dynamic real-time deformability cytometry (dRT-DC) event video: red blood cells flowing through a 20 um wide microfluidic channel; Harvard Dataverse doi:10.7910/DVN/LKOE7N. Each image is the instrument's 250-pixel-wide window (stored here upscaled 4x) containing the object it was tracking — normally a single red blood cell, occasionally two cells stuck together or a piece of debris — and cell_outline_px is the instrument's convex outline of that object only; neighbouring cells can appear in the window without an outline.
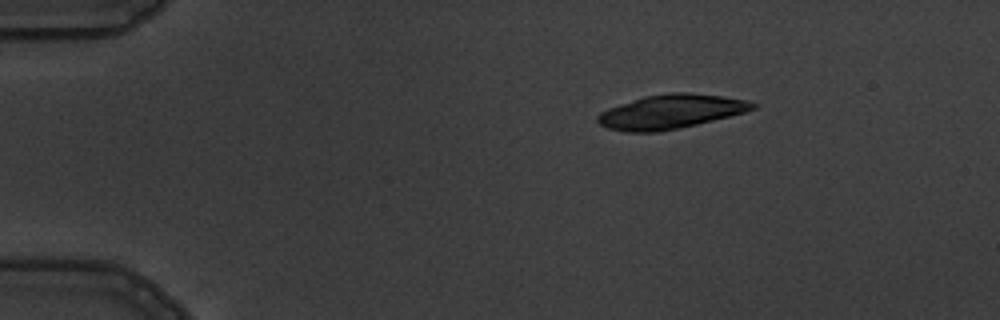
{"species": "common noctule bat (a hibernating species)", "species_latin": "Nyctalus noctula", "temperature_condition": "warm", "stored_images_in_passage": 4, "segment_of_instrument_passage": [1, 2], "camera_frame_rate_fps": 3000, "um_per_image_px": 0.085, "animal": {"sex": "male", "body_mass_g": 19.5, "forearm_length_mm": 54.6}, "frame": {"image": 1, "passage_image": 1, "time_ms": 0.0, "image_size_px": [1000, 320], "cell_outline_px": [[760, 104], [756, 108], [744, 112], [680, 128], [656, 132], [628, 132], [608, 128], [600, 124], [596, 120], [596, 116], [600, 112], [608, 108], [644, 96], [672, 92], [688, 92], [724, 96], [748, 100]], "centroid_in_image_um": [57.02, 9.48], "position_along_channel_um": 28.0, "area_um2": 30.81}}